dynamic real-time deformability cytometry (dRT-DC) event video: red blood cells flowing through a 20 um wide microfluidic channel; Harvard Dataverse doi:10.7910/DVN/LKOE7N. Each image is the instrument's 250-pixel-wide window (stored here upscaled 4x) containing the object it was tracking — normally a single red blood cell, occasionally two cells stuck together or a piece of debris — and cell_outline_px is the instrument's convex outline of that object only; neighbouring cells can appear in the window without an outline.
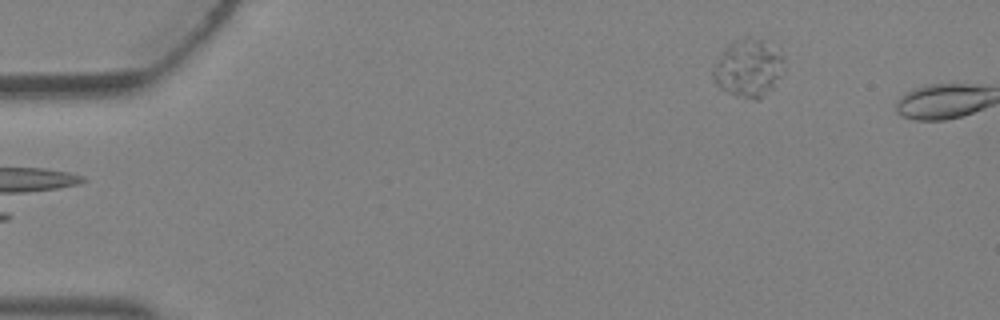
{"species": "Egyptian fruit bat (a non-hibernating species)", "species_latin": "Rousettus aegyptiacus", "temperature_condition": "warm", "stored_images_in_passage": 3, "camera_frame_rate_fps": 3000, "um_per_image_px": 0.085, "animal": {"sex": "female"}, "frame": {"image": 1, "passage_image": 3, "time_ms": 0.667, "image_size_px": [1000, 320], "cell_outline_px": [[784, 76], [760, 100], [756, 100], [736, 96], [720, 88], [716, 84], [712, 76], [712, 64], [724, 48], [728, 44], [736, 40], [768, 36], [780, 48], [784, 56]], "centroid_in_image_um": [63.68, 5.74], "position_along_channel_um": 21.3, "area_um2": 25.2}}